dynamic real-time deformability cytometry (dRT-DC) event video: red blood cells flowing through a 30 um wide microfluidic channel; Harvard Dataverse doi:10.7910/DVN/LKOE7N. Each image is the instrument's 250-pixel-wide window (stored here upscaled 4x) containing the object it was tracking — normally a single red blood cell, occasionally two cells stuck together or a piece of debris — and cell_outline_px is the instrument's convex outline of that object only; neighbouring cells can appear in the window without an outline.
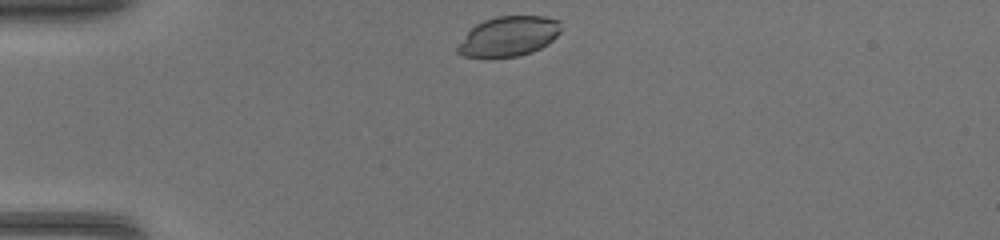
{"species": "common noctule bat (a hibernating species)", "species_latin": "Nyctalus noctula", "temperature_condition": "warm", "stored_images_in_passage": 35, "camera_frame_rate_fps": 3000, "um_per_image_px": 0.085, "animal": {"sex": "female", "body_mass_g": 17.0, "forearm_length_mm": 48.0}, "frame": {"image": 1, "passage_image": 1, "time_ms": 0.0, "image_size_px": [1000, 240], "cell_outline_px": [[560, 32], [548, 44], [532, 52], [516, 56], [488, 60], [464, 56], [456, 52], [456, 48], [468, 32], [476, 24], [484, 20], [496, 16], [544, 16], [560, 20]], "centroid_in_image_um": [43.21, 3.12], "position_along_channel_um": 41.8, "area_um2": 24.45}}
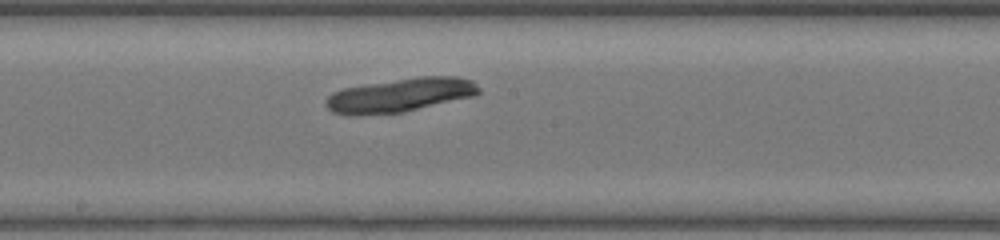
{"frame": {"image": 2, "passage_image": 15, "time_ms": 4.667, "image_size_px": [1000, 240], "cell_outline_px": [[480, 92], [476, 96], [404, 112], [360, 116], [348, 116], [332, 112], [324, 104], [324, 100], [332, 92], [344, 88], [368, 84], [420, 76], [456, 76], [472, 80], [480, 88]], "centroid_in_image_um": [34.01, 8.1], "position_along_channel_um": 214.2, "area_um2": 30.58}}
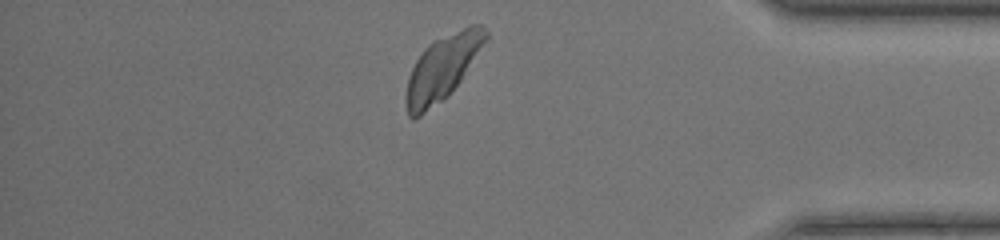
{"frame": {"image": 3, "passage_image": 29, "time_ms": 9.333, "image_size_px": [1000, 240], "cell_outline_px": [[488, 40], [460, 80], [448, 96], [420, 116], [412, 120], [408, 116], [404, 104], [404, 100], [408, 76], [416, 60], [424, 48], [428, 44], [436, 40], [472, 24], [480, 24], [488, 32]], "centroid_in_image_um": [37.57, 5.8], "position_along_channel_um": 397.6, "area_um2": 29.94}}